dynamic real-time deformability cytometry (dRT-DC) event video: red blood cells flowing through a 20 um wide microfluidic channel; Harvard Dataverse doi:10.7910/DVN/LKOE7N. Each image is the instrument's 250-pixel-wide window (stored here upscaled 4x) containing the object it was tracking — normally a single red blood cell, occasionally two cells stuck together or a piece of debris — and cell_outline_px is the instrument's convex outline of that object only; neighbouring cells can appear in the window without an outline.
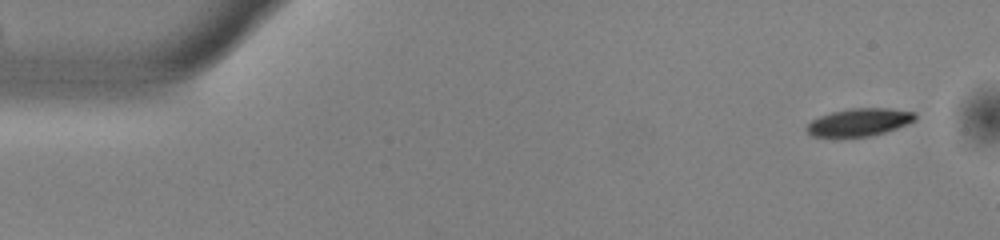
{"species": "common noctule bat (a hibernating species)", "species_latin": "Nyctalus noctula", "temperature_condition": "warm", "stored_images_in_passage": 7, "camera_frame_rate_fps": 3000, "um_per_image_px": 0.085, "animal": {"sex": "male", "body_mass_g": 13.0, "forearm_length_mm": 53.1}, "frame": {"image": 1, "passage_image": 1, "time_ms": 0.0, "image_size_px": [1000, 240], "cell_outline_px": [[916, 120], [908, 124], [872, 136], [812, 136], [804, 128], [812, 120], [820, 116], [832, 112], [852, 108], [888, 108], [916, 112]], "centroid_in_image_um": [73.07, 10.38], "position_along_channel_um": 11.9, "area_um2": 17.34}}